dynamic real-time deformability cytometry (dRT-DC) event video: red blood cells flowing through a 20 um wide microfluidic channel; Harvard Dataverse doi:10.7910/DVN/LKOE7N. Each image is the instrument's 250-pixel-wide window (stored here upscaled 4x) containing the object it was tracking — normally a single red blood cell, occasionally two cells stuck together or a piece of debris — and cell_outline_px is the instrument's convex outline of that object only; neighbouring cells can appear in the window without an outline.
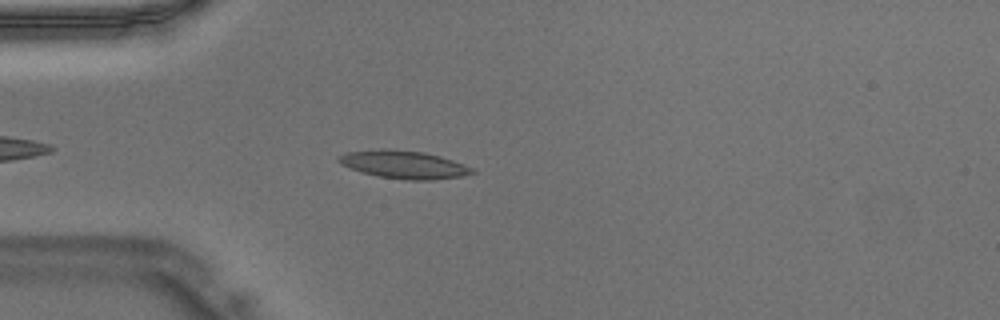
{"species": "Egyptian fruit bat (a non-hibernating species)", "species_latin": "Rousettus aegyptiacus", "temperature_condition": "warm", "stored_images_in_passage": 38, "camera_frame_rate_fps": 3000, "um_per_image_px": 0.085, "animal": {"sex": "male"}, "frame": {"image": 1, "passage_image": 5, "time_ms": 1.333, "image_size_px": [1000, 320], "cell_outline_px": [[476, 172], [460, 176], [432, 180], [404, 180], [380, 176], [364, 172], [340, 164], [336, 160], [336, 156], [344, 152], [384, 148], [388, 148], [424, 152], [440, 156], [464, 164], [472, 168]], "centroid_in_image_um": [34.28, 13.97], "position_along_channel_um": 50.7, "area_um2": 21.73}}
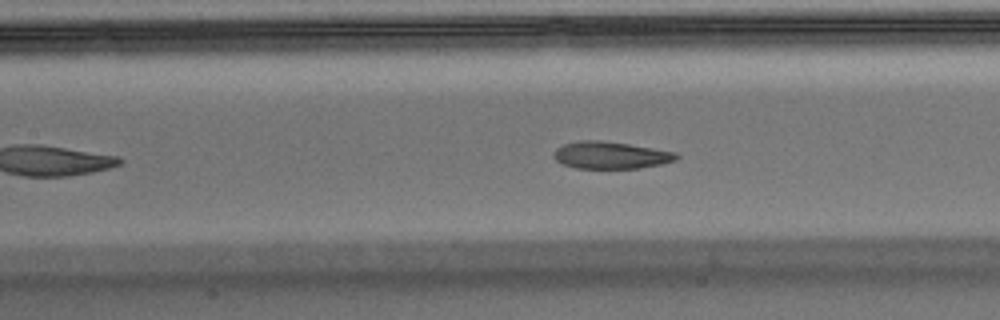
{"frame": {"image": 2, "passage_image": 13, "time_ms": 4.0, "image_size_px": [1000, 320], "cell_outline_px": [[680, 156], [676, 160], [660, 164], [640, 168], [576, 168], [564, 164], [556, 160], [552, 156], [556, 148], [564, 144], [580, 140], [600, 140], [628, 144], [676, 152]], "centroid_in_image_um": [51.9, 13.19], "position_along_channel_um": 155.5, "area_um2": 19.31}}
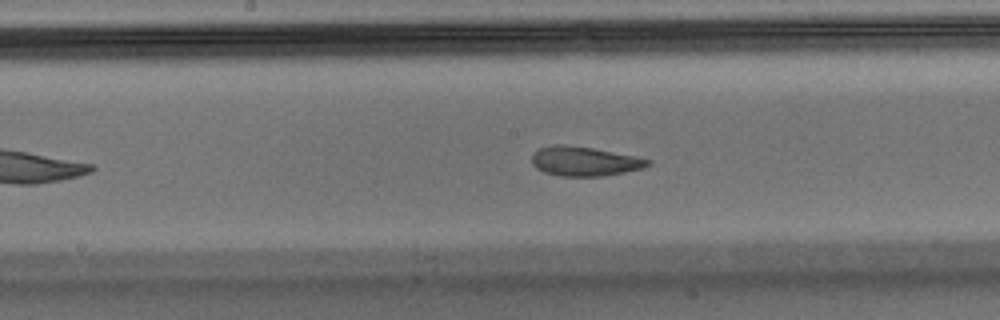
{"frame": {"image": 3, "passage_image": 16, "time_ms": 5.0, "image_size_px": [1000, 320], "cell_outline_px": [[652, 164], [644, 168], [624, 172], [600, 176], [560, 176], [544, 172], [536, 168], [532, 164], [532, 152], [540, 148], [556, 144], [564, 144], [592, 148], [636, 156], [652, 160]], "centroid_in_image_um": [49.68, 13.7], "position_along_channel_um": 198.5, "area_um2": 19.94}}